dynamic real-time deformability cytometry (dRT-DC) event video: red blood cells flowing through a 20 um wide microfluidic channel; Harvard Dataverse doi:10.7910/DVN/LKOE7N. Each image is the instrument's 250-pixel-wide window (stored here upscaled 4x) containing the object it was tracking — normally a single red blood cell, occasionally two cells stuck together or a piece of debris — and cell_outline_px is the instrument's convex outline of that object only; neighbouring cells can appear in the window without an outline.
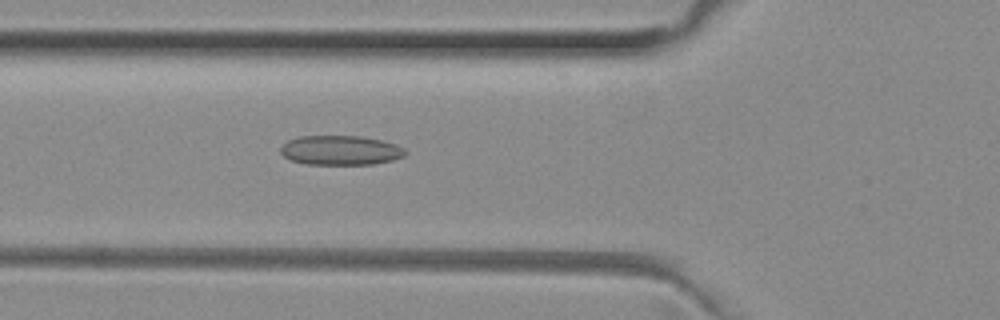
{"species": "common noctule bat (a hibernating species)", "species_latin": "Nyctalus noctula", "temperature_condition": "room temperature", "stored_images_in_passage": 31, "camera_frame_rate_fps": 3000, "um_per_image_px": 0.085, "animal": {"sex": "female", "body_mass_g": 29.2, "forearm_length_mm": 56.3}, "frame": {"image": 1, "passage_image": 4, "time_ms": 1.0, "image_size_px": [1000, 320], "cell_outline_px": [[408, 152], [404, 156], [392, 160], [372, 164], [308, 164], [292, 160], [284, 156], [280, 152], [280, 148], [288, 140], [300, 136], [360, 136], [380, 140], [396, 144], [404, 148]], "centroid_in_image_um": [28.96, 12.77], "position_along_channel_um": 96.8, "area_um2": 21.33}}
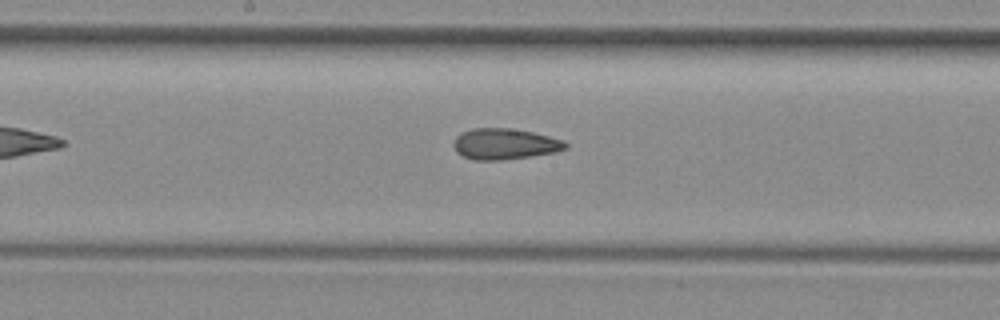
{"frame": {"image": 2, "passage_image": 12, "time_ms": 3.667, "image_size_px": [1000, 320], "cell_outline_px": [[568, 148], [556, 152], [500, 160], [476, 160], [464, 156], [456, 152], [452, 144], [456, 136], [472, 128], [508, 128], [532, 132], [564, 140], [568, 144]], "centroid_in_image_um": [42.9, 12.23], "position_along_channel_um": 205.3, "area_um2": 20.06}}
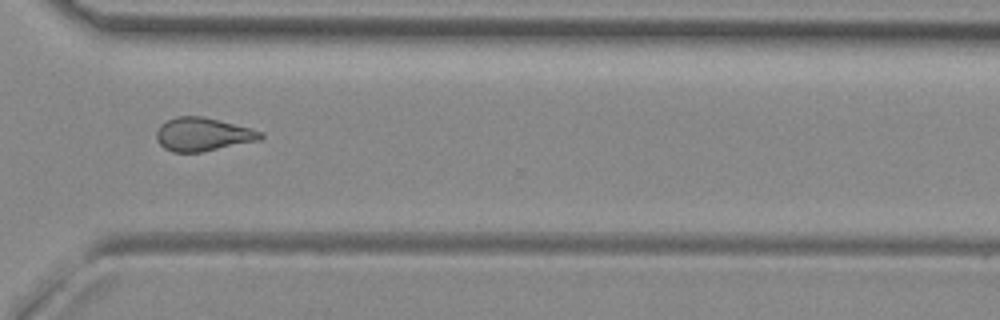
{"frame": {"image": 3, "passage_image": 23, "time_ms": 7.333, "image_size_px": [1000, 320], "cell_outline_px": [[264, 136], [260, 140], [200, 152], [172, 152], [164, 148], [156, 140], [156, 132], [160, 124], [176, 116], [204, 116], [264, 132]], "centroid_in_image_um": [17.22, 11.42], "position_along_channel_um": 353.4, "area_um2": 20.23}}